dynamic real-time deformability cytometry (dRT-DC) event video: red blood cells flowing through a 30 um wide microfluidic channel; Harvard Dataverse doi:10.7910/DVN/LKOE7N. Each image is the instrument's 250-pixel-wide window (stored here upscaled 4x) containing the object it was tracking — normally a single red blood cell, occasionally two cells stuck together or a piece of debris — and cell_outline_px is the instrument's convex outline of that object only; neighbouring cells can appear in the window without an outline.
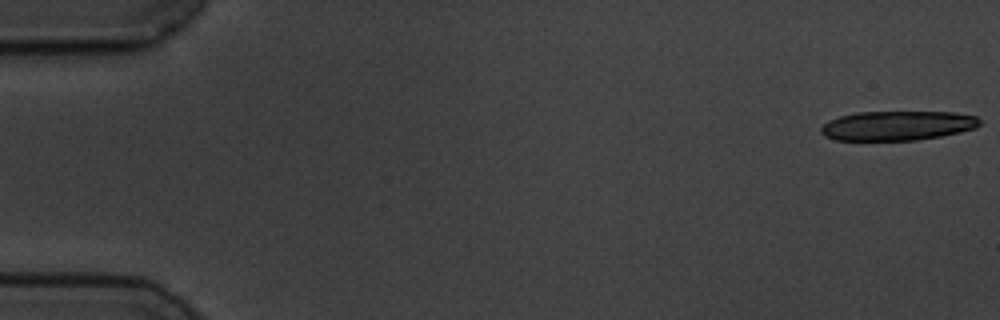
{"species": "common noctule bat (a hibernating species)", "species_latin": "Nyctalus noctula", "temperature_condition": "cold", "stored_images_in_passage": 58, "camera_frame_rate_fps": 3000, "um_per_image_px": 0.085, "animal": {"sex": "male", "body_mass_g": 19.5, "forearm_length_mm": 54.6}, "frame": {"image": 1, "passage_image": 1, "time_ms": 0.0, "image_size_px": [1000, 320], "cell_outline_px": [[980, 124], [976, 128], [960, 132], [940, 136], [916, 140], [836, 140], [824, 136], [820, 132], [820, 128], [828, 120], [840, 116], [856, 112], [956, 112], [976, 116], [980, 120]], "centroid_in_image_um": [76.27, 10.67], "position_along_channel_um": 8.7, "area_um2": 27.34}}
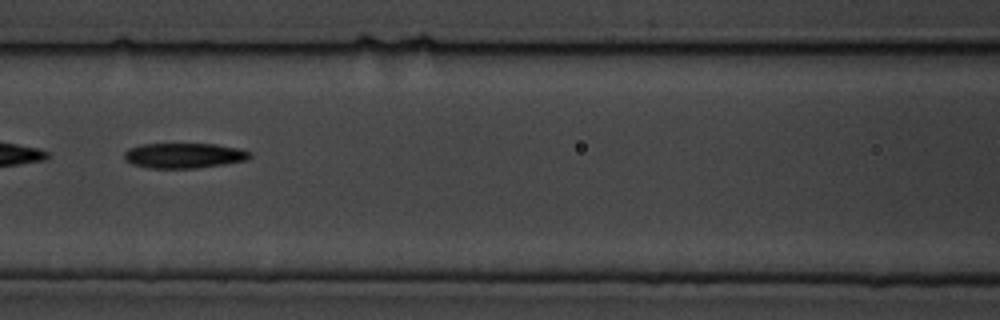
{"frame": {"image": 2, "passage_image": 26, "time_ms": 8.333, "image_size_px": [1000, 320], "cell_outline_px": [[252, 156], [248, 160], [224, 164], [196, 168], [148, 168], [132, 164], [124, 160], [124, 152], [128, 148], [140, 144], [216, 144], [240, 148], [252, 152]], "centroid_in_image_um": [15.65, 13.22], "position_along_channel_um": 151.0, "area_um2": 18.67}}
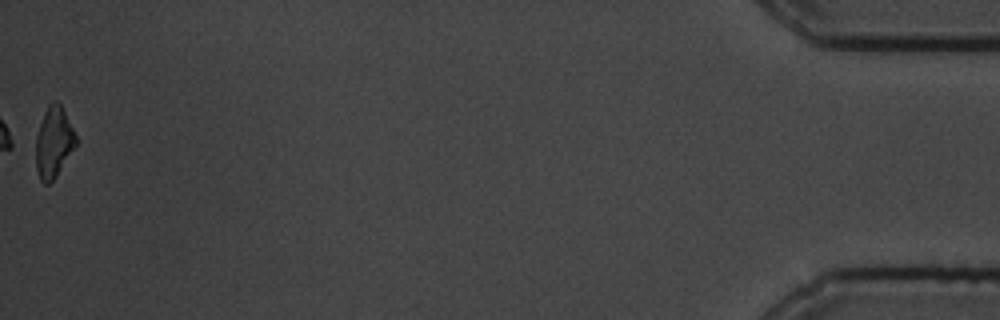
{"frame": {"image": 3, "passage_image": 58, "time_ms": 19.0, "image_size_px": [1000, 320], "cell_outline_px": [[76, 144], [56, 176], [48, 184], [44, 184], [40, 180], [36, 168], [36, 136], [44, 112], [48, 104], [52, 100], [56, 100], [60, 104], [76, 136]], "centroid_in_image_um": [4.54, 12.08], "position_along_channel_um": 430.7, "area_um2": 16.18}, "authors_computed_cell_mechanics": {"area_um2": 19.1029, "velocity_mm_per_s": 3.4933, "shape_relaxation_time_tau1_ms": 4.1193, "shape_relaxation_time_tau2_ms": null, "deformation_change_tau1": 0.1138, "deformation_change_tau2": null}}